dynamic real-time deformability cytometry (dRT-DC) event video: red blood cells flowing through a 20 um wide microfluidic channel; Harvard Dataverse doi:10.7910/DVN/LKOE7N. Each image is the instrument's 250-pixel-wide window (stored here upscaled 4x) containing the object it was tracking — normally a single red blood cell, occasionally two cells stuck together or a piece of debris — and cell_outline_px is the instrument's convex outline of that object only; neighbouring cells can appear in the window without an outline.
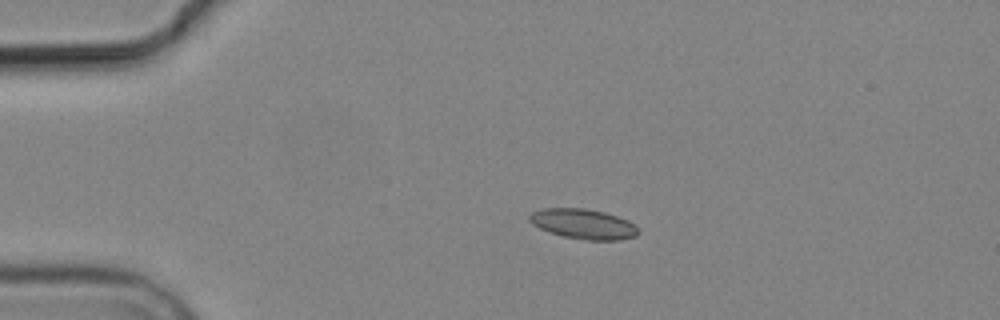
{"species": "common noctule bat (a hibernating species)", "species_latin": "Nyctalus noctula", "temperature_condition": "cold", "stored_images_in_passage": 7, "camera_frame_rate_fps": 3000, "um_per_image_px": 0.085, "animal": {"sex": "male", "body_mass_g": 19.2, "forearm_length_mm": 51.8}, "frame": {"image": 1, "passage_image": 4, "time_ms": 3.667, "image_size_px": [1000, 320], "cell_outline_px": [[640, 232], [636, 236], [620, 240], [588, 240], [564, 236], [548, 232], [532, 224], [528, 220], [528, 216], [532, 212], [544, 208], [584, 208], [604, 212], [628, 220], [636, 224], [640, 228]], "centroid_in_image_um": [49.61, 19.04], "position_along_channel_um": 35.4, "area_um2": 19.19}}
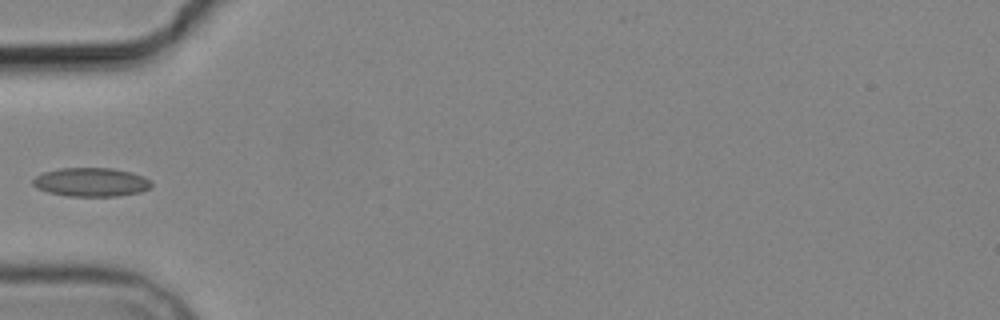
{"frame": {"image": 2, "passage_image": 6, "time_ms": 6.0, "image_size_px": [1000, 320], "cell_outline_px": [[152, 184], [148, 188], [140, 192], [116, 196], [68, 196], [48, 192], [36, 188], [32, 184], [32, 180], [36, 176], [44, 172], [60, 168], [112, 168], [132, 172], [144, 176]], "centroid_in_image_um": [7.72, 15.48], "position_along_channel_um": 77.3, "area_um2": 19.83}}
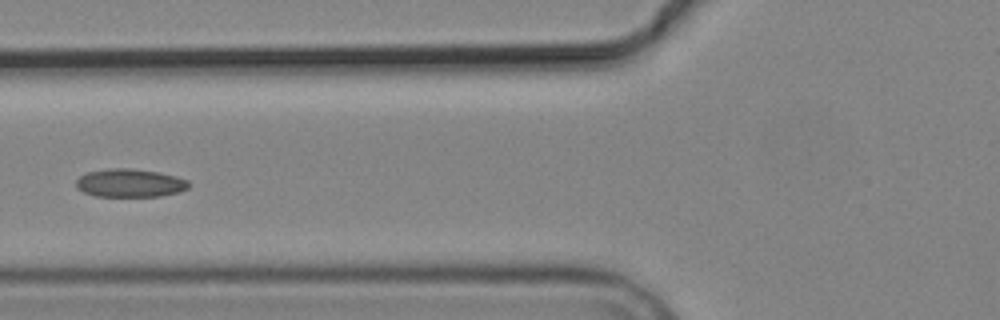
{"frame": {"image": 3, "passage_image": 7, "time_ms": 7.0, "image_size_px": [1000, 320], "cell_outline_px": [[188, 188], [180, 192], [160, 196], [96, 196], [84, 192], [76, 188], [76, 180], [80, 176], [88, 172], [108, 168], [132, 168], [160, 172], [176, 176], [188, 180]], "centroid_in_image_um": [11.05, 15.55], "position_along_channel_um": 114.8, "area_um2": 18.61}}